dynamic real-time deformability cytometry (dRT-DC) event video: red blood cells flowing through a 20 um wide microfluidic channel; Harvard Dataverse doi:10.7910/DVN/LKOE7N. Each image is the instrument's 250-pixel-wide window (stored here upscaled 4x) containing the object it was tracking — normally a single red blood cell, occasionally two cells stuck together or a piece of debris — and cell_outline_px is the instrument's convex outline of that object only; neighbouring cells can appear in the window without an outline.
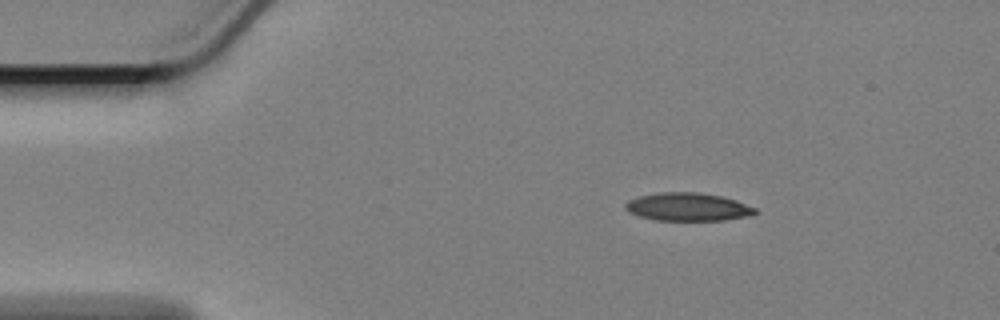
{"species": "Egyptian fruit bat (a non-hibernating species)", "species_latin": "Rousettus aegyptiacus", "temperature_condition": "cold", "stored_images_in_passage": 49, "camera_frame_rate_fps": 3000, "um_per_image_px": 0.085, "animal": {"sex": "female"}, "frame": {"image": 1, "passage_image": 1, "time_ms": 0.0, "image_size_px": [1000, 320], "cell_outline_px": [[756, 212], [748, 216], [724, 220], [656, 220], [640, 216], [628, 212], [624, 208], [624, 204], [628, 200], [640, 196], [660, 192], [696, 192], [720, 196], [736, 200], [756, 208]], "centroid_in_image_um": [58.43, 17.58], "position_along_channel_um": 26.6, "area_um2": 21.1}}
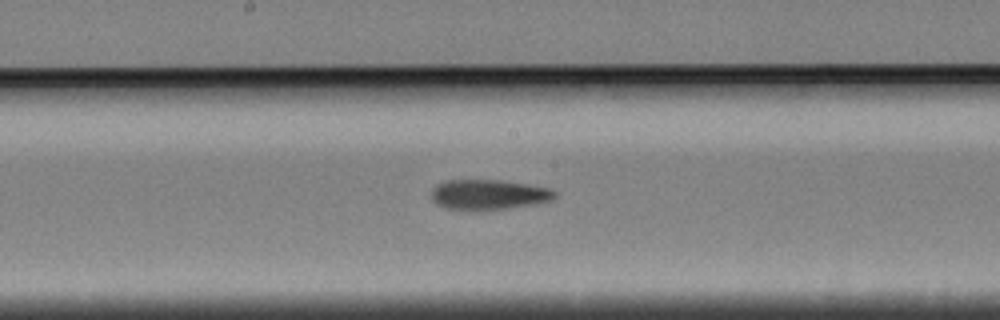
{"frame": {"image": 2, "passage_image": 22, "time_ms": 7.0, "image_size_px": [1000, 320], "cell_outline_px": [[556, 196], [548, 200], [532, 204], [508, 208], [444, 208], [436, 204], [432, 200], [432, 188], [436, 184], [444, 180], [500, 180], [528, 184], [548, 188], [556, 192]], "centroid_in_image_um": [41.48, 16.5], "position_along_channel_um": 206.7, "area_um2": 21.04}}
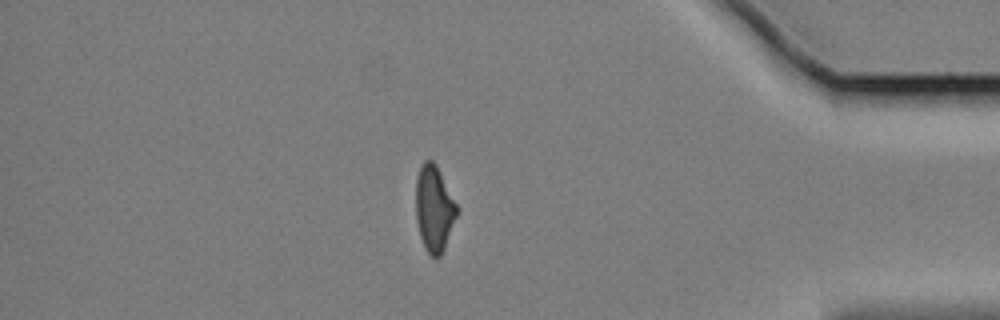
{"frame": {"image": 3, "passage_image": 42, "time_ms": 13.667, "image_size_px": [1000, 320], "cell_outline_px": [[456, 216], [444, 248], [440, 256], [436, 260], [424, 248], [420, 236], [416, 220], [416, 176], [420, 164], [424, 160], [432, 160], [436, 164], [456, 204]], "centroid_in_image_um": [36.86, 17.71], "position_along_channel_um": 398.3, "area_um2": 20.35}, "authors_computed_cell_mechanics": {"area_um2": 21.5594, "velocity_mm_per_s": 3.3867, "shape_relaxation_time_tau1_ms": null, "shape_relaxation_time_tau2_ms": 3.2497, "deformation_change_tau1": null, "deformation_change_tau2": 0.1125}}